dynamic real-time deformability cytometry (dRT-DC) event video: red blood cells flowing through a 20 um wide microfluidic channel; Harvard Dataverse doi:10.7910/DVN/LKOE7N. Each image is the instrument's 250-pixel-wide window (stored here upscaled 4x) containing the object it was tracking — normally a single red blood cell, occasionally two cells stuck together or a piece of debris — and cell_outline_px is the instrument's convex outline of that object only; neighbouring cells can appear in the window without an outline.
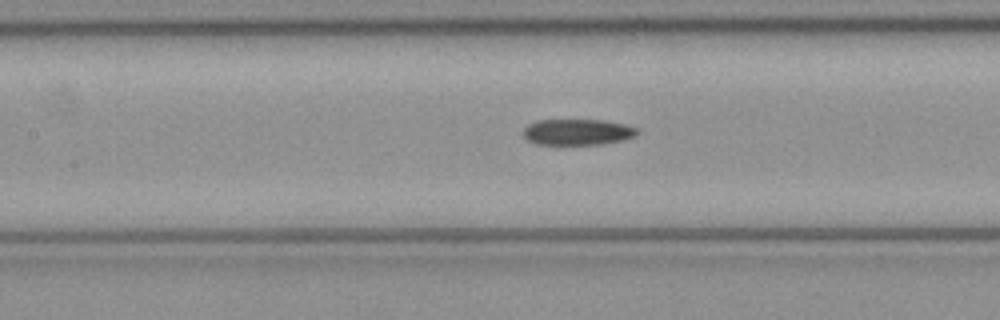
{"species": "common noctule bat (a hibernating species)", "species_latin": "Nyctalus noctula", "temperature_condition": "cold", "stored_images_in_passage": 5, "camera_frame_rate_fps": 3000, "um_per_image_px": 0.085, "animal": {"sex": "female", "body_mass_g": 21.9}, "frame": {"image": 1, "passage_image": 5, "time_ms": 1.333, "image_size_px": [1000, 320], "cell_outline_px": [[640, 132], [636, 136], [624, 140], [600, 144], [536, 144], [528, 140], [524, 136], [524, 128], [528, 124], [536, 120], [604, 120], [624, 124], [636, 128]], "centroid_in_image_um": [49.11, 11.22], "position_along_channel_um": 158.3, "area_um2": 17.28}}